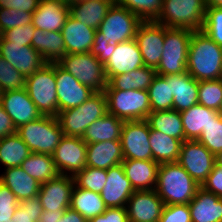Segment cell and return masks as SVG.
Returning a JSON list of instances; mask_svg holds the SVG:
<instances>
[{"mask_svg": "<svg viewBox=\"0 0 222 222\" xmlns=\"http://www.w3.org/2000/svg\"><path fill=\"white\" fill-rule=\"evenodd\" d=\"M187 72L197 81L222 78V47L201 30L192 32Z\"/></svg>", "mask_w": 222, "mask_h": 222, "instance_id": "6da1fadb", "label": "cell"}, {"mask_svg": "<svg viewBox=\"0 0 222 222\" xmlns=\"http://www.w3.org/2000/svg\"><path fill=\"white\" fill-rule=\"evenodd\" d=\"M201 186L178 163H162L155 191L164 205L189 204Z\"/></svg>", "mask_w": 222, "mask_h": 222, "instance_id": "7a4b0ae2", "label": "cell"}, {"mask_svg": "<svg viewBox=\"0 0 222 222\" xmlns=\"http://www.w3.org/2000/svg\"><path fill=\"white\" fill-rule=\"evenodd\" d=\"M107 113V98L103 91L95 92L76 108L60 111L56 118L64 135L82 138L88 126Z\"/></svg>", "mask_w": 222, "mask_h": 222, "instance_id": "3957f363", "label": "cell"}, {"mask_svg": "<svg viewBox=\"0 0 222 222\" xmlns=\"http://www.w3.org/2000/svg\"><path fill=\"white\" fill-rule=\"evenodd\" d=\"M206 9V0H163L162 11L155 21L168 28L200 31Z\"/></svg>", "mask_w": 222, "mask_h": 222, "instance_id": "277c9868", "label": "cell"}, {"mask_svg": "<svg viewBox=\"0 0 222 222\" xmlns=\"http://www.w3.org/2000/svg\"><path fill=\"white\" fill-rule=\"evenodd\" d=\"M16 133L32 153L52 155L64 136L55 116L42 115L38 119L23 124Z\"/></svg>", "mask_w": 222, "mask_h": 222, "instance_id": "5b68a950", "label": "cell"}, {"mask_svg": "<svg viewBox=\"0 0 222 222\" xmlns=\"http://www.w3.org/2000/svg\"><path fill=\"white\" fill-rule=\"evenodd\" d=\"M192 30L165 26L163 52L156 73L161 76L187 72Z\"/></svg>", "mask_w": 222, "mask_h": 222, "instance_id": "8992f818", "label": "cell"}, {"mask_svg": "<svg viewBox=\"0 0 222 222\" xmlns=\"http://www.w3.org/2000/svg\"><path fill=\"white\" fill-rule=\"evenodd\" d=\"M25 88L42 115L55 117L58 115L55 63H46L26 77Z\"/></svg>", "mask_w": 222, "mask_h": 222, "instance_id": "52a82bcc", "label": "cell"}, {"mask_svg": "<svg viewBox=\"0 0 222 222\" xmlns=\"http://www.w3.org/2000/svg\"><path fill=\"white\" fill-rule=\"evenodd\" d=\"M108 114L123 121L146 120L151 112L148 90H104Z\"/></svg>", "mask_w": 222, "mask_h": 222, "instance_id": "ba28073f", "label": "cell"}, {"mask_svg": "<svg viewBox=\"0 0 222 222\" xmlns=\"http://www.w3.org/2000/svg\"><path fill=\"white\" fill-rule=\"evenodd\" d=\"M57 63L95 92H103L108 84L104 65L90 52L65 54Z\"/></svg>", "mask_w": 222, "mask_h": 222, "instance_id": "9c48e42d", "label": "cell"}, {"mask_svg": "<svg viewBox=\"0 0 222 222\" xmlns=\"http://www.w3.org/2000/svg\"><path fill=\"white\" fill-rule=\"evenodd\" d=\"M142 22L143 20L135 13L114 3L100 23L98 30L108 43L118 44L135 39Z\"/></svg>", "mask_w": 222, "mask_h": 222, "instance_id": "30bf717a", "label": "cell"}, {"mask_svg": "<svg viewBox=\"0 0 222 222\" xmlns=\"http://www.w3.org/2000/svg\"><path fill=\"white\" fill-rule=\"evenodd\" d=\"M177 162L201 186L216 163L212 154L198 140H185L181 144Z\"/></svg>", "mask_w": 222, "mask_h": 222, "instance_id": "8fae6325", "label": "cell"}, {"mask_svg": "<svg viewBox=\"0 0 222 222\" xmlns=\"http://www.w3.org/2000/svg\"><path fill=\"white\" fill-rule=\"evenodd\" d=\"M149 137L146 120L125 121L120 136L124 159L152 160Z\"/></svg>", "mask_w": 222, "mask_h": 222, "instance_id": "7c38bea8", "label": "cell"}, {"mask_svg": "<svg viewBox=\"0 0 222 222\" xmlns=\"http://www.w3.org/2000/svg\"><path fill=\"white\" fill-rule=\"evenodd\" d=\"M87 144L80 137L64 135L52 154L59 174L74 176L86 167Z\"/></svg>", "mask_w": 222, "mask_h": 222, "instance_id": "4fadbf2b", "label": "cell"}, {"mask_svg": "<svg viewBox=\"0 0 222 222\" xmlns=\"http://www.w3.org/2000/svg\"><path fill=\"white\" fill-rule=\"evenodd\" d=\"M55 78L58 114L60 111L82 105L95 93L90 87L81 84L58 63H55Z\"/></svg>", "mask_w": 222, "mask_h": 222, "instance_id": "5bb4252c", "label": "cell"}, {"mask_svg": "<svg viewBox=\"0 0 222 222\" xmlns=\"http://www.w3.org/2000/svg\"><path fill=\"white\" fill-rule=\"evenodd\" d=\"M165 26L155 20L143 21L138 27L135 40L138 43L144 66L156 69L163 52Z\"/></svg>", "mask_w": 222, "mask_h": 222, "instance_id": "9a60e30c", "label": "cell"}, {"mask_svg": "<svg viewBox=\"0 0 222 222\" xmlns=\"http://www.w3.org/2000/svg\"><path fill=\"white\" fill-rule=\"evenodd\" d=\"M74 177L58 174L55 178L40 184L38 193L42 209L46 211H65L70 208Z\"/></svg>", "mask_w": 222, "mask_h": 222, "instance_id": "2e32d148", "label": "cell"}, {"mask_svg": "<svg viewBox=\"0 0 222 222\" xmlns=\"http://www.w3.org/2000/svg\"><path fill=\"white\" fill-rule=\"evenodd\" d=\"M0 55L21 72L25 78L47 63L32 46L10 43L3 37L0 40Z\"/></svg>", "mask_w": 222, "mask_h": 222, "instance_id": "e0dca14e", "label": "cell"}, {"mask_svg": "<svg viewBox=\"0 0 222 222\" xmlns=\"http://www.w3.org/2000/svg\"><path fill=\"white\" fill-rule=\"evenodd\" d=\"M163 207L155 190L135 191L126 205L129 222H158Z\"/></svg>", "mask_w": 222, "mask_h": 222, "instance_id": "ac0fdd59", "label": "cell"}, {"mask_svg": "<svg viewBox=\"0 0 222 222\" xmlns=\"http://www.w3.org/2000/svg\"><path fill=\"white\" fill-rule=\"evenodd\" d=\"M144 66V61L135 39L116 44L112 56L104 64L107 81L113 76L129 73Z\"/></svg>", "mask_w": 222, "mask_h": 222, "instance_id": "d6986e66", "label": "cell"}, {"mask_svg": "<svg viewBox=\"0 0 222 222\" xmlns=\"http://www.w3.org/2000/svg\"><path fill=\"white\" fill-rule=\"evenodd\" d=\"M0 103L10 116L16 129L42 116L30 99L26 88L2 92Z\"/></svg>", "mask_w": 222, "mask_h": 222, "instance_id": "ffe728a7", "label": "cell"}, {"mask_svg": "<svg viewBox=\"0 0 222 222\" xmlns=\"http://www.w3.org/2000/svg\"><path fill=\"white\" fill-rule=\"evenodd\" d=\"M134 192L121 163L107 169V179L100 193L107 208L126 207Z\"/></svg>", "mask_w": 222, "mask_h": 222, "instance_id": "44dd1931", "label": "cell"}, {"mask_svg": "<svg viewBox=\"0 0 222 222\" xmlns=\"http://www.w3.org/2000/svg\"><path fill=\"white\" fill-rule=\"evenodd\" d=\"M95 31L96 29L85 26L69 15L61 30L65 42V54L89 53Z\"/></svg>", "mask_w": 222, "mask_h": 222, "instance_id": "7402d4cb", "label": "cell"}, {"mask_svg": "<svg viewBox=\"0 0 222 222\" xmlns=\"http://www.w3.org/2000/svg\"><path fill=\"white\" fill-rule=\"evenodd\" d=\"M69 15L68 6L55 0H40L38 8L33 12L31 23L44 32L61 31Z\"/></svg>", "mask_w": 222, "mask_h": 222, "instance_id": "603a6c76", "label": "cell"}, {"mask_svg": "<svg viewBox=\"0 0 222 222\" xmlns=\"http://www.w3.org/2000/svg\"><path fill=\"white\" fill-rule=\"evenodd\" d=\"M122 166L135 191L155 190L160 164L153 160L124 159Z\"/></svg>", "mask_w": 222, "mask_h": 222, "instance_id": "cb8c5ba5", "label": "cell"}, {"mask_svg": "<svg viewBox=\"0 0 222 222\" xmlns=\"http://www.w3.org/2000/svg\"><path fill=\"white\" fill-rule=\"evenodd\" d=\"M173 99V110L181 112L198 103V84L188 72L167 75Z\"/></svg>", "mask_w": 222, "mask_h": 222, "instance_id": "d4e9b609", "label": "cell"}, {"mask_svg": "<svg viewBox=\"0 0 222 222\" xmlns=\"http://www.w3.org/2000/svg\"><path fill=\"white\" fill-rule=\"evenodd\" d=\"M188 206L192 222H222V198L202 187Z\"/></svg>", "mask_w": 222, "mask_h": 222, "instance_id": "484cf974", "label": "cell"}, {"mask_svg": "<svg viewBox=\"0 0 222 222\" xmlns=\"http://www.w3.org/2000/svg\"><path fill=\"white\" fill-rule=\"evenodd\" d=\"M124 160L120 140L87 144L86 166L107 170Z\"/></svg>", "mask_w": 222, "mask_h": 222, "instance_id": "4316f807", "label": "cell"}, {"mask_svg": "<svg viewBox=\"0 0 222 222\" xmlns=\"http://www.w3.org/2000/svg\"><path fill=\"white\" fill-rule=\"evenodd\" d=\"M4 170L0 175V181L10 189L19 202L38 196L40 183L21 167H10Z\"/></svg>", "mask_w": 222, "mask_h": 222, "instance_id": "83f0119b", "label": "cell"}, {"mask_svg": "<svg viewBox=\"0 0 222 222\" xmlns=\"http://www.w3.org/2000/svg\"><path fill=\"white\" fill-rule=\"evenodd\" d=\"M185 140H198L205 129L219 115L218 111L207 108L199 103L180 112Z\"/></svg>", "mask_w": 222, "mask_h": 222, "instance_id": "f1b7e54d", "label": "cell"}, {"mask_svg": "<svg viewBox=\"0 0 222 222\" xmlns=\"http://www.w3.org/2000/svg\"><path fill=\"white\" fill-rule=\"evenodd\" d=\"M113 4L114 0L77 1L70 7V15L97 30Z\"/></svg>", "mask_w": 222, "mask_h": 222, "instance_id": "f546056e", "label": "cell"}, {"mask_svg": "<svg viewBox=\"0 0 222 222\" xmlns=\"http://www.w3.org/2000/svg\"><path fill=\"white\" fill-rule=\"evenodd\" d=\"M32 47L47 63H57L65 55V42L61 31L44 32L35 28Z\"/></svg>", "mask_w": 222, "mask_h": 222, "instance_id": "4dcf8cb0", "label": "cell"}, {"mask_svg": "<svg viewBox=\"0 0 222 222\" xmlns=\"http://www.w3.org/2000/svg\"><path fill=\"white\" fill-rule=\"evenodd\" d=\"M124 123L125 121L107 113L88 126L82 139L86 144L120 140Z\"/></svg>", "mask_w": 222, "mask_h": 222, "instance_id": "1f68e13d", "label": "cell"}, {"mask_svg": "<svg viewBox=\"0 0 222 222\" xmlns=\"http://www.w3.org/2000/svg\"><path fill=\"white\" fill-rule=\"evenodd\" d=\"M156 75L154 68L143 66L129 73L113 76L105 90H148Z\"/></svg>", "mask_w": 222, "mask_h": 222, "instance_id": "d6a6232c", "label": "cell"}, {"mask_svg": "<svg viewBox=\"0 0 222 222\" xmlns=\"http://www.w3.org/2000/svg\"><path fill=\"white\" fill-rule=\"evenodd\" d=\"M152 160L158 164L177 162L182 141L150 129Z\"/></svg>", "mask_w": 222, "mask_h": 222, "instance_id": "836d02e7", "label": "cell"}, {"mask_svg": "<svg viewBox=\"0 0 222 222\" xmlns=\"http://www.w3.org/2000/svg\"><path fill=\"white\" fill-rule=\"evenodd\" d=\"M70 208L80 213L87 221L103 214L107 207L99 193L79 188L75 185Z\"/></svg>", "mask_w": 222, "mask_h": 222, "instance_id": "e575fe53", "label": "cell"}, {"mask_svg": "<svg viewBox=\"0 0 222 222\" xmlns=\"http://www.w3.org/2000/svg\"><path fill=\"white\" fill-rule=\"evenodd\" d=\"M146 121L151 130L184 141V129L180 112L177 110L151 111Z\"/></svg>", "mask_w": 222, "mask_h": 222, "instance_id": "d590c367", "label": "cell"}, {"mask_svg": "<svg viewBox=\"0 0 222 222\" xmlns=\"http://www.w3.org/2000/svg\"><path fill=\"white\" fill-rule=\"evenodd\" d=\"M31 153L29 147L17 133L0 139V165H4L5 169L20 167Z\"/></svg>", "mask_w": 222, "mask_h": 222, "instance_id": "8d00e7d4", "label": "cell"}, {"mask_svg": "<svg viewBox=\"0 0 222 222\" xmlns=\"http://www.w3.org/2000/svg\"><path fill=\"white\" fill-rule=\"evenodd\" d=\"M20 167L40 184L55 178L59 174L50 154L31 153Z\"/></svg>", "mask_w": 222, "mask_h": 222, "instance_id": "74e56055", "label": "cell"}, {"mask_svg": "<svg viewBox=\"0 0 222 222\" xmlns=\"http://www.w3.org/2000/svg\"><path fill=\"white\" fill-rule=\"evenodd\" d=\"M151 111H165L173 109L174 96L171 94L167 75H156L148 88Z\"/></svg>", "mask_w": 222, "mask_h": 222, "instance_id": "f35d334b", "label": "cell"}, {"mask_svg": "<svg viewBox=\"0 0 222 222\" xmlns=\"http://www.w3.org/2000/svg\"><path fill=\"white\" fill-rule=\"evenodd\" d=\"M114 3L126 7L143 21H151L161 13L163 0H114Z\"/></svg>", "mask_w": 222, "mask_h": 222, "instance_id": "ab89813d", "label": "cell"}, {"mask_svg": "<svg viewBox=\"0 0 222 222\" xmlns=\"http://www.w3.org/2000/svg\"><path fill=\"white\" fill-rule=\"evenodd\" d=\"M198 103L207 108L219 111L222 105V78L199 81Z\"/></svg>", "mask_w": 222, "mask_h": 222, "instance_id": "60d3db41", "label": "cell"}, {"mask_svg": "<svg viewBox=\"0 0 222 222\" xmlns=\"http://www.w3.org/2000/svg\"><path fill=\"white\" fill-rule=\"evenodd\" d=\"M73 177L77 187L100 194L107 179V170L86 166Z\"/></svg>", "mask_w": 222, "mask_h": 222, "instance_id": "b9f144b4", "label": "cell"}, {"mask_svg": "<svg viewBox=\"0 0 222 222\" xmlns=\"http://www.w3.org/2000/svg\"><path fill=\"white\" fill-rule=\"evenodd\" d=\"M25 84L24 75L0 55V89L2 92L25 89Z\"/></svg>", "mask_w": 222, "mask_h": 222, "instance_id": "7bdbcfd3", "label": "cell"}, {"mask_svg": "<svg viewBox=\"0 0 222 222\" xmlns=\"http://www.w3.org/2000/svg\"><path fill=\"white\" fill-rule=\"evenodd\" d=\"M198 141L215 156L222 151V118L219 115L202 130Z\"/></svg>", "mask_w": 222, "mask_h": 222, "instance_id": "ee69618b", "label": "cell"}, {"mask_svg": "<svg viewBox=\"0 0 222 222\" xmlns=\"http://www.w3.org/2000/svg\"><path fill=\"white\" fill-rule=\"evenodd\" d=\"M201 31L222 47V7L207 6Z\"/></svg>", "mask_w": 222, "mask_h": 222, "instance_id": "f6af8a7d", "label": "cell"}, {"mask_svg": "<svg viewBox=\"0 0 222 222\" xmlns=\"http://www.w3.org/2000/svg\"><path fill=\"white\" fill-rule=\"evenodd\" d=\"M42 211V204L38 196L25 199L19 202L11 220L13 222H38Z\"/></svg>", "mask_w": 222, "mask_h": 222, "instance_id": "bcb514c9", "label": "cell"}, {"mask_svg": "<svg viewBox=\"0 0 222 222\" xmlns=\"http://www.w3.org/2000/svg\"><path fill=\"white\" fill-rule=\"evenodd\" d=\"M33 13L15 9H0V31L3 33L16 26L28 25L32 22Z\"/></svg>", "mask_w": 222, "mask_h": 222, "instance_id": "7dc6e473", "label": "cell"}, {"mask_svg": "<svg viewBox=\"0 0 222 222\" xmlns=\"http://www.w3.org/2000/svg\"><path fill=\"white\" fill-rule=\"evenodd\" d=\"M35 27L32 23L23 26H16L2 33V37L10 43L22 44V46H32V39Z\"/></svg>", "mask_w": 222, "mask_h": 222, "instance_id": "c3c4849f", "label": "cell"}, {"mask_svg": "<svg viewBox=\"0 0 222 222\" xmlns=\"http://www.w3.org/2000/svg\"><path fill=\"white\" fill-rule=\"evenodd\" d=\"M158 222H192L188 204L164 205Z\"/></svg>", "mask_w": 222, "mask_h": 222, "instance_id": "681fc988", "label": "cell"}, {"mask_svg": "<svg viewBox=\"0 0 222 222\" xmlns=\"http://www.w3.org/2000/svg\"><path fill=\"white\" fill-rule=\"evenodd\" d=\"M104 38V35L97 29L90 50V53L97 57L103 65L109 60L116 48V44L108 43Z\"/></svg>", "mask_w": 222, "mask_h": 222, "instance_id": "f907efd6", "label": "cell"}, {"mask_svg": "<svg viewBox=\"0 0 222 222\" xmlns=\"http://www.w3.org/2000/svg\"><path fill=\"white\" fill-rule=\"evenodd\" d=\"M18 204L16 196L0 181V216H13Z\"/></svg>", "mask_w": 222, "mask_h": 222, "instance_id": "816d5d0a", "label": "cell"}, {"mask_svg": "<svg viewBox=\"0 0 222 222\" xmlns=\"http://www.w3.org/2000/svg\"><path fill=\"white\" fill-rule=\"evenodd\" d=\"M201 187L222 198V166L214 164L213 170L203 182Z\"/></svg>", "mask_w": 222, "mask_h": 222, "instance_id": "f5cc1de1", "label": "cell"}, {"mask_svg": "<svg viewBox=\"0 0 222 222\" xmlns=\"http://www.w3.org/2000/svg\"><path fill=\"white\" fill-rule=\"evenodd\" d=\"M88 222H129L126 207L107 208L103 214L95 216Z\"/></svg>", "mask_w": 222, "mask_h": 222, "instance_id": "db71d44e", "label": "cell"}, {"mask_svg": "<svg viewBox=\"0 0 222 222\" xmlns=\"http://www.w3.org/2000/svg\"><path fill=\"white\" fill-rule=\"evenodd\" d=\"M40 0H0V9H15L33 13L39 5Z\"/></svg>", "mask_w": 222, "mask_h": 222, "instance_id": "11a10c76", "label": "cell"}, {"mask_svg": "<svg viewBox=\"0 0 222 222\" xmlns=\"http://www.w3.org/2000/svg\"><path fill=\"white\" fill-rule=\"evenodd\" d=\"M14 133H16V127L0 103V139Z\"/></svg>", "mask_w": 222, "mask_h": 222, "instance_id": "9f6ffc18", "label": "cell"}, {"mask_svg": "<svg viewBox=\"0 0 222 222\" xmlns=\"http://www.w3.org/2000/svg\"><path fill=\"white\" fill-rule=\"evenodd\" d=\"M58 222H88L80 213L68 208Z\"/></svg>", "mask_w": 222, "mask_h": 222, "instance_id": "6f0895ef", "label": "cell"}, {"mask_svg": "<svg viewBox=\"0 0 222 222\" xmlns=\"http://www.w3.org/2000/svg\"><path fill=\"white\" fill-rule=\"evenodd\" d=\"M64 211H42L38 222H58L63 216Z\"/></svg>", "mask_w": 222, "mask_h": 222, "instance_id": "680465c9", "label": "cell"}, {"mask_svg": "<svg viewBox=\"0 0 222 222\" xmlns=\"http://www.w3.org/2000/svg\"><path fill=\"white\" fill-rule=\"evenodd\" d=\"M207 6L222 7V0H206Z\"/></svg>", "mask_w": 222, "mask_h": 222, "instance_id": "91938a15", "label": "cell"}, {"mask_svg": "<svg viewBox=\"0 0 222 222\" xmlns=\"http://www.w3.org/2000/svg\"><path fill=\"white\" fill-rule=\"evenodd\" d=\"M61 3L62 5L68 6L69 8L76 2V0H55Z\"/></svg>", "mask_w": 222, "mask_h": 222, "instance_id": "94428289", "label": "cell"}, {"mask_svg": "<svg viewBox=\"0 0 222 222\" xmlns=\"http://www.w3.org/2000/svg\"><path fill=\"white\" fill-rule=\"evenodd\" d=\"M216 164L222 166V151L215 156Z\"/></svg>", "mask_w": 222, "mask_h": 222, "instance_id": "6125c7cd", "label": "cell"}, {"mask_svg": "<svg viewBox=\"0 0 222 222\" xmlns=\"http://www.w3.org/2000/svg\"><path fill=\"white\" fill-rule=\"evenodd\" d=\"M13 216H0V222H13L11 220Z\"/></svg>", "mask_w": 222, "mask_h": 222, "instance_id": "be15d7a7", "label": "cell"}, {"mask_svg": "<svg viewBox=\"0 0 222 222\" xmlns=\"http://www.w3.org/2000/svg\"><path fill=\"white\" fill-rule=\"evenodd\" d=\"M218 113H219V116L222 118V105H221V107H220Z\"/></svg>", "mask_w": 222, "mask_h": 222, "instance_id": "e7e4bbea", "label": "cell"}]
</instances>
